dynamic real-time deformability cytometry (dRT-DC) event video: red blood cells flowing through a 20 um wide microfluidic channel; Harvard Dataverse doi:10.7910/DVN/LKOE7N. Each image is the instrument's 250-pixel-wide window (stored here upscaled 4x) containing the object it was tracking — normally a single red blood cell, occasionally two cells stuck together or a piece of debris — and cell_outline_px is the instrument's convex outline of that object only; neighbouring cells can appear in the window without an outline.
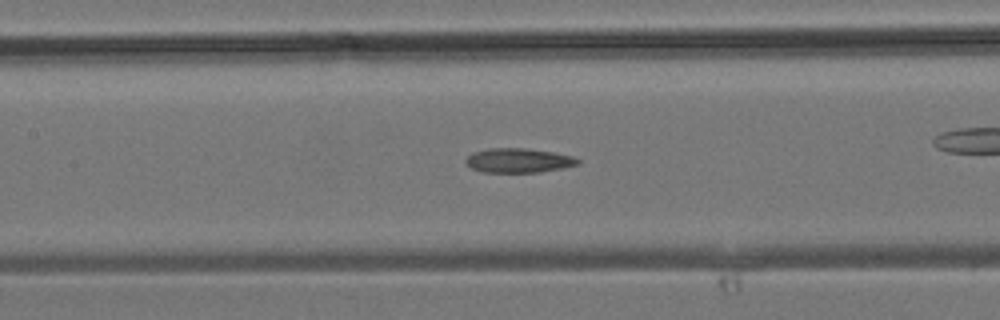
{"species": "common noctule bat (a hibernating species)", "species_latin": "Nyctalus noctula", "temperature_condition": "room temperature", "stored_images_in_passage": 36, "camera_frame_rate_fps": 3000, "um_per_image_px": 0.085, "animal": {"sex": "male", "body_mass_g": 19.2, "forearm_length_mm": 51.8}, "frame": {"image": 1, "passage_image": 16, "time_ms": 5.0, "image_size_px": [1000, 320], "cell_outline_px": [[580, 164], [564, 168], [540, 172], [484, 172], [472, 168], [464, 160], [472, 152], [488, 148], [528, 148], [556, 152], [572, 156], [580, 160]], "centroid_in_image_um": [44.11, 13.63], "position_along_channel_um": 163.3, "area_um2": 16.07}}